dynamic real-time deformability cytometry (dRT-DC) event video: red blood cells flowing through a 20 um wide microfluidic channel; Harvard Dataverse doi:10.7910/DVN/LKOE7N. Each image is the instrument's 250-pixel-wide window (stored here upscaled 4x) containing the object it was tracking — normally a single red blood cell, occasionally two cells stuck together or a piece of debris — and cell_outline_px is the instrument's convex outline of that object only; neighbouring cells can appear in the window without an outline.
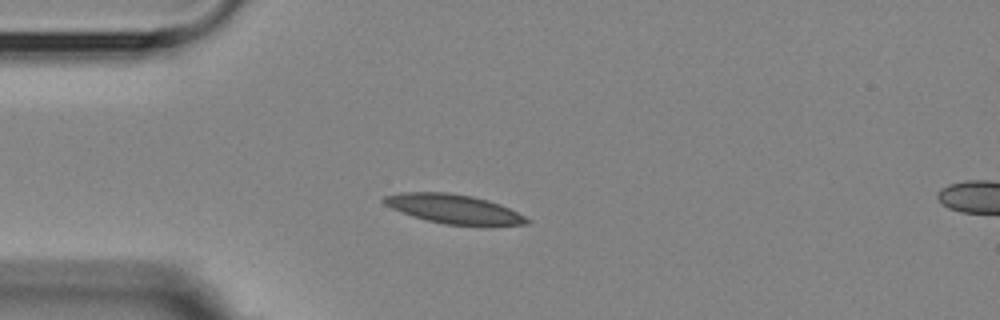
{"species": "Egyptian fruit bat (a non-hibernating species)", "species_latin": "Rousettus aegyptiacus", "temperature_condition": "room temperature", "stored_images_in_passage": 5, "camera_frame_rate_fps": 3000, "um_per_image_px": 0.085, "animal": {"sex": "female"}, "frame": {"image": 1, "passage_image": 3, "time_ms": 2.333, "image_size_px": [1000, 320], "cell_outline_px": [[532, 220], [528, 224], [444, 224], [412, 216], [400, 212], [384, 204], [380, 200], [384, 196], [400, 192], [448, 192], [472, 196], [488, 200], [500, 204]], "centroid_in_image_um": [38.49, 17.73], "position_along_channel_um": 46.5, "area_um2": 23.87}}
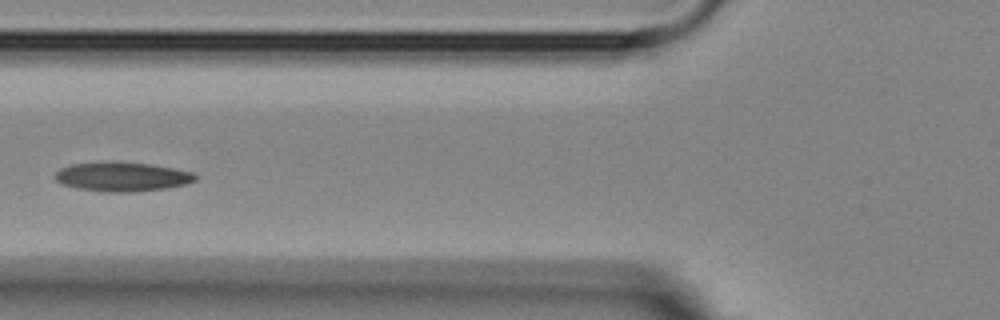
{"frame": {"image": 2, "passage_image": 5, "time_ms": 4.667, "image_size_px": [1000, 320], "cell_outline_px": [[196, 180], [188, 184], [164, 188], [132, 192], [108, 192], [76, 188], [64, 184], [56, 180], [56, 172], [60, 168], [72, 164], [108, 160], [148, 164], [172, 168], [192, 172], [196, 176]], "centroid_in_image_um": [10.37, 15.0], "position_along_channel_um": 115.4, "area_um2": 23.93}}